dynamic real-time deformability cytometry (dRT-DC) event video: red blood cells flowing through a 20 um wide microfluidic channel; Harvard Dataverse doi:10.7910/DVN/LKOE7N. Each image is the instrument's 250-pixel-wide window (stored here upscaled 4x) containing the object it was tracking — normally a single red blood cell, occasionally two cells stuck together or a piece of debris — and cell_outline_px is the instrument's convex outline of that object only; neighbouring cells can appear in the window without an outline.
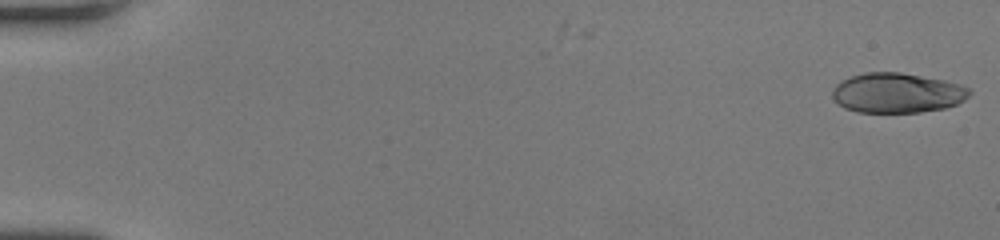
{"species": "human", "species_latin": "Homo sapiens", "temperature_condition": "room temperature", "stored_images_in_passage": 7, "camera_frame_rate_fps": 3000, "um_per_image_px": 0.085, "donor": {"sex": "female"}, "frame": {"image": 1, "passage_image": 1, "time_ms": 0.0, "image_size_px": [1000, 240], "cell_outline_px": [[972, 92], [964, 100], [956, 104], [944, 108], [920, 112], [856, 112], [844, 108], [832, 100], [832, 88], [840, 80], [864, 72], [900, 72], [944, 80], [960, 84], [972, 88]], "centroid_in_image_um": [76.23, 7.89], "position_along_channel_um": 8.8, "area_um2": 32.19}}